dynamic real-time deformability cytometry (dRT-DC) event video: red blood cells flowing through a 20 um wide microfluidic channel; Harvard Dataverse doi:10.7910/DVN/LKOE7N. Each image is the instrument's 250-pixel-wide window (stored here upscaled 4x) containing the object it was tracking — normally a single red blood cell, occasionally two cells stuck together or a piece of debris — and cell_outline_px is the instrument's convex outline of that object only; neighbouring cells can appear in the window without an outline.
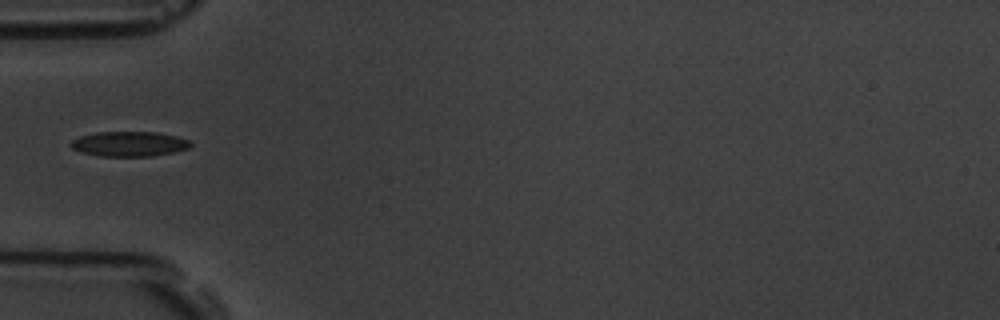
{"species": "common noctule bat (a hibernating species)", "species_latin": "Nyctalus noctula", "temperature_condition": "room temperature", "stored_images_in_passage": 1, "camera_frame_rate_fps": 3000, "um_per_image_px": 0.085, "animal": {"sex": "male", "body_mass_g": 19.5, "forearm_length_mm": 54.6}, "frame": {"image": 1, "passage_image": 1, "time_ms": 0.0, "image_size_px": [1000, 320], "cell_outline_px": [[192, 144], [188, 148], [172, 152], [152, 156], [100, 156], [80, 152], [72, 148], [68, 144], [72, 140], [80, 136], [96, 132], [156, 132], [176, 136], [188, 140]], "centroid_in_image_um": [10.93, 12.23], "position_along_channel_um": 74.1, "area_um2": 17.34}}